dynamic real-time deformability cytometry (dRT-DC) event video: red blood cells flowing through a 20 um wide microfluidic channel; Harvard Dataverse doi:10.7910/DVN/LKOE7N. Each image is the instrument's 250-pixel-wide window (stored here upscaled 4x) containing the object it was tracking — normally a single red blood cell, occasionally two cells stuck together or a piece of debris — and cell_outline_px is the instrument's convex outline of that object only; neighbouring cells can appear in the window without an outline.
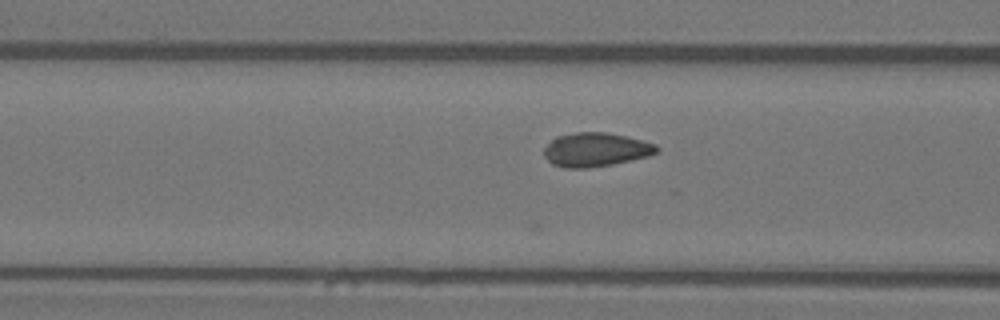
{"species": "Egyptian fruit bat (a non-hibernating species)", "species_latin": "Rousettus aegyptiacus", "temperature_condition": "warm", "stored_images_in_passage": 22, "camera_frame_rate_fps": 3000, "um_per_image_px": 0.085, "animal": {"sex": "female"}, "frame": {"image": 1, "passage_image": 13, "time_ms": 4.0, "image_size_px": [1000, 320], "cell_outline_px": [[660, 148], [656, 152], [648, 156], [612, 164], [588, 168], [564, 168], [552, 164], [544, 156], [544, 148], [556, 136], [576, 132], [604, 132], [628, 136], [656, 144]], "centroid_in_image_um": [50.63, 12.72], "position_along_channel_um": 116.0, "area_um2": 22.25}}
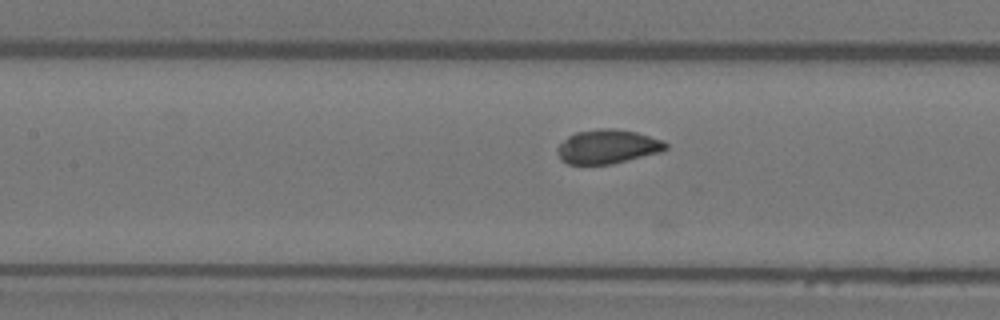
{"frame": {"image": 2, "passage_image": 16, "time_ms": 5.0, "image_size_px": [1000, 320], "cell_outline_px": [[668, 148], [660, 152], [612, 164], [568, 164], [560, 160], [556, 148], [568, 136], [576, 132], [596, 128], [616, 128], [636, 132], [664, 140], [668, 144]], "centroid_in_image_um": [51.65, 12.45], "position_along_channel_um": 155.8, "area_um2": 21.68}}
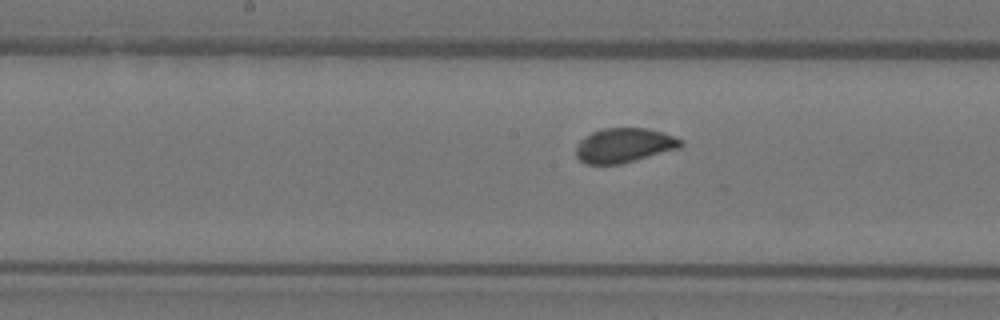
{"frame": {"image": 3, "passage_image": 19, "time_ms": 6.0, "image_size_px": [1000, 320], "cell_outline_px": [[684, 144], [680, 148], [620, 164], [584, 164], [576, 156], [576, 144], [580, 140], [592, 132], [600, 128], [648, 128], [664, 132], [684, 140]], "centroid_in_image_um": [53.06, 12.34], "position_along_channel_um": 195.1, "area_um2": 21.27}}